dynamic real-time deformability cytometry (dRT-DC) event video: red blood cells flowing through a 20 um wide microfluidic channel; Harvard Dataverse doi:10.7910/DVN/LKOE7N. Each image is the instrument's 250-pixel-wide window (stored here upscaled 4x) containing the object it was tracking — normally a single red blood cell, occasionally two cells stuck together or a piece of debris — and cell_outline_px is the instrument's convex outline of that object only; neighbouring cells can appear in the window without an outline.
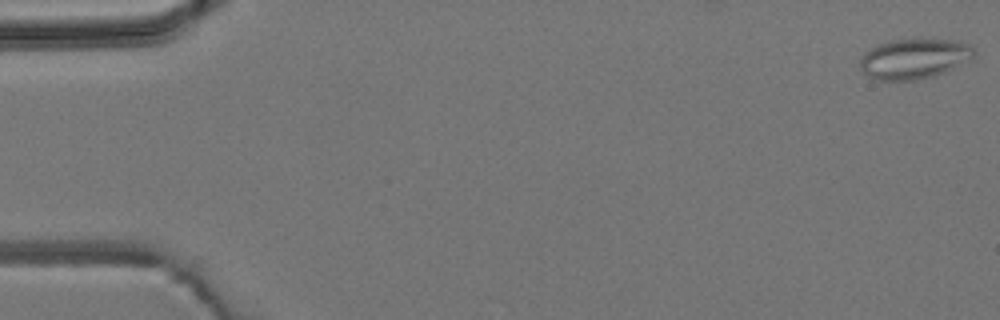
{"species": "common noctule bat (a hibernating species)", "species_latin": "Nyctalus noctula", "temperature_condition": "room temperature", "stored_images_in_passage": 5, "camera_frame_rate_fps": 3000, "um_per_image_px": 0.085, "animal": {"sex": "male", "body_mass_g": 19.2, "forearm_length_mm": 51.8}, "frame": {"image": 1, "passage_image": 5, "time_ms": 5.333, "image_size_px": [1000, 320], "cell_outline_px": [[976, 56], [972, 60], [944, 72], [932, 76], [916, 80], [872, 80], [860, 68], [860, 60], [864, 52], [880, 44], [892, 40], [912, 36], [960, 40], [976, 48]], "centroid_in_image_um": [77.77, 4.94], "position_along_channel_um": 7.2, "area_um2": 27.74}}